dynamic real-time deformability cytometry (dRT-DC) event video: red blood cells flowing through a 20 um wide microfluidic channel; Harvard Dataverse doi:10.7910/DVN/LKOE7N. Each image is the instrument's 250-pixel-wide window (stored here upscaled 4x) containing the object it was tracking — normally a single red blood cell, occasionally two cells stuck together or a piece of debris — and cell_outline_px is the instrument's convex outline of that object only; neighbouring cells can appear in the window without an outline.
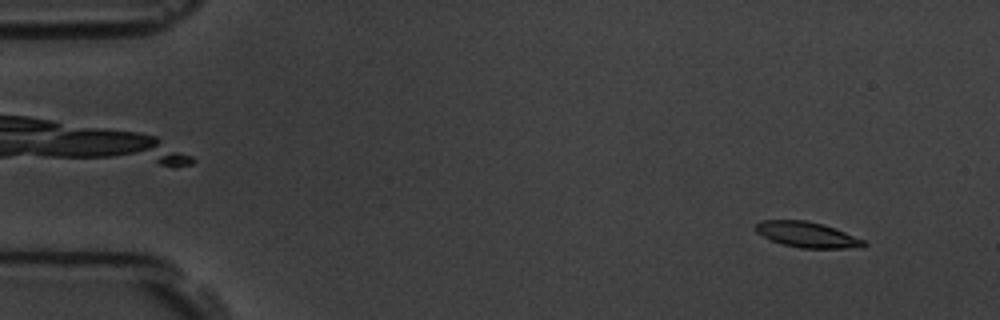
{"species": "common noctule bat (a hibernating species)", "species_latin": "Nyctalus noctula", "temperature_condition": "room temperature", "stored_images_in_passage": 58, "camera_frame_rate_fps": 3000, "um_per_image_px": 0.085, "animal": {"sex": "male", "body_mass_g": 19.5, "forearm_length_mm": 54.6}, "frame": {"image": 1, "passage_image": 5, "time_ms": 1.333, "image_size_px": [1000, 320], "cell_outline_px": [[868, 244], [864, 248], [800, 248], [784, 244], [772, 240], [756, 232], [756, 224], [764, 220], [804, 220], [824, 224], [864, 240]], "centroid_in_image_um": [68.66, 19.95], "position_along_channel_um": 16.3, "area_um2": 15.95}}
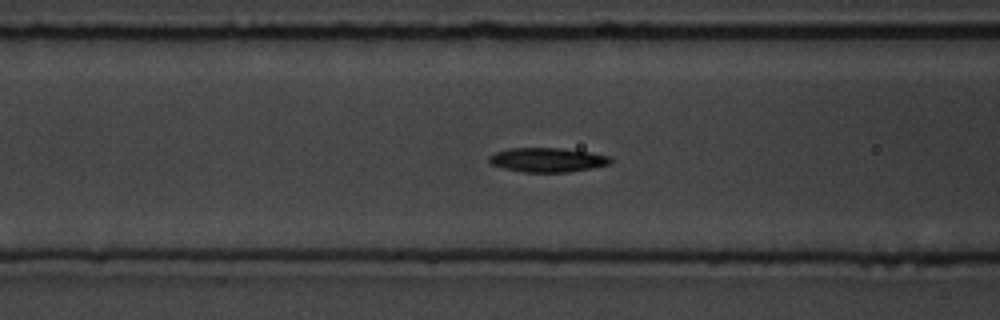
{"frame": {"image": 2, "passage_image": 23, "time_ms": 7.333, "image_size_px": [1000, 320], "cell_outline_px": [[612, 164], [592, 168], [568, 172], [524, 172], [504, 168], [492, 164], [488, 160], [488, 156], [496, 152], [508, 148], [564, 148], [612, 156]], "centroid_in_image_um": [46.57, 13.58], "position_along_channel_um": 120.0, "area_um2": 17.28}}
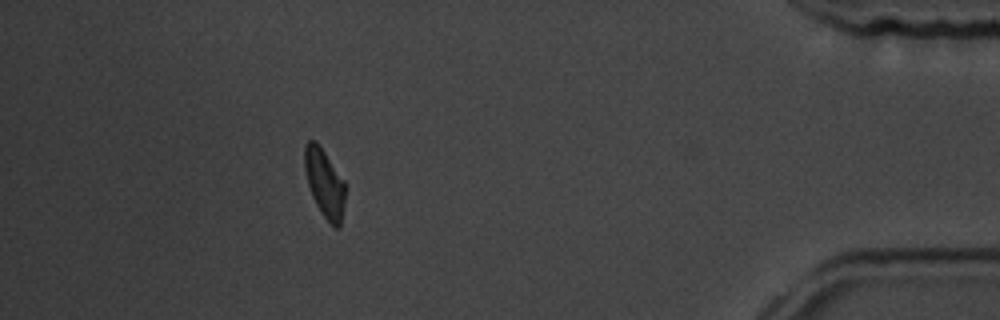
{"frame": {"image": 3, "passage_image": 52, "time_ms": 17.0, "image_size_px": [1000, 320], "cell_outline_px": [[344, 204], [340, 228], [336, 228], [320, 212], [312, 196], [308, 184], [304, 168], [304, 144], [308, 140], [316, 140], [344, 180]], "centroid_in_image_um": [27.56, 15.54], "position_along_channel_um": 407.6, "area_um2": 16.07}, "authors_computed_cell_mechanics": {"area_um2": 16.7331, "velocity_mm_per_s": 3.5239, "shape_relaxation_time_tau1_ms": 4.4645, "shape_relaxation_time_tau2_ms": 5.7824, "deformation_change_tau1": 0.1407, "deformation_change_tau2": 0.1009}}